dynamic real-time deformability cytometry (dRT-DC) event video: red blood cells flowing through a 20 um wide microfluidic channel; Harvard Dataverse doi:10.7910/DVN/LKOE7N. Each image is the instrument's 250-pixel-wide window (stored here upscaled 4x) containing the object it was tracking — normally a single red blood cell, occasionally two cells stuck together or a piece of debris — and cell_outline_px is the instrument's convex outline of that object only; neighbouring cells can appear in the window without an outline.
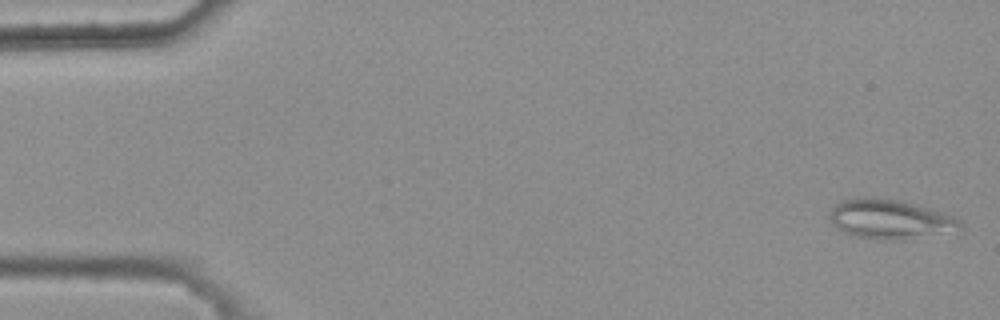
{"species": "common noctule bat (a hibernating species)", "species_latin": "Nyctalus noctula", "temperature_condition": "warm", "stored_images_in_passage": 46, "camera_frame_rate_fps": 3000, "um_per_image_px": 0.085, "animal": {"sex": "female", "body_mass_g": 25.1}, "frame": {"image": 1, "passage_image": 1, "time_ms": 0.0, "image_size_px": [1000, 320], "cell_outline_px": [[964, 232], [904, 240], [880, 240], [856, 236], [844, 232], [836, 228], [832, 224], [828, 216], [828, 212], [836, 204], [844, 200], [864, 196], [904, 200], [932, 208], [952, 216], [960, 220], [964, 228]], "centroid_in_image_um": [75.75, 18.65], "position_along_channel_um": 9.2, "area_um2": 31.15}}
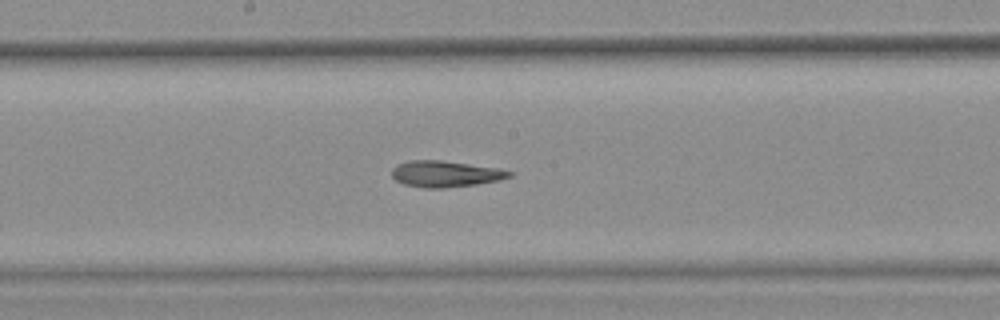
{"frame": {"image": 2, "passage_image": 28, "time_ms": 9.0, "image_size_px": [1000, 320], "cell_outline_px": [[512, 176], [500, 180], [476, 184], [444, 188], [424, 188], [404, 184], [396, 180], [392, 176], [392, 168], [396, 164], [408, 160], [440, 160], [496, 168], [512, 172]], "centroid_in_image_um": [37.81, 14.78], "position_along_channel_um": 210.4, "area_um2": 17.86}}
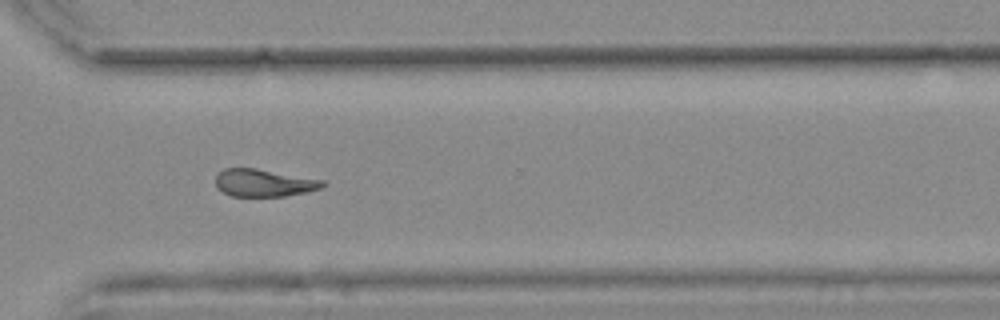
{"frame": {"image": 3, "passage_image": 39, "time_ms": 12.667, "image_size_px": [1000, 320], "cell_outline_px": [[328, 184], [320, 188], [308, 192], [284, 196], [232, 196], [216, 188], [216, 176], [224, 168], [256, 168], [324, 180]], "centroid_in_image_um": [22.45, 15.54], "position_along_channel_um": 348.1, "area_um2": 17.17}, "authors_computed_cell_mechanics": {"area_um2": 18.6116, "velocity_mm_per_s": 3.7607, "shape_relaxation_time_tau1_ms": null, "shape_relaxation_time_tau2_ms": 9.669, "deformation_change_tau1": null, "deformation_change_tau2": 0.2211}}